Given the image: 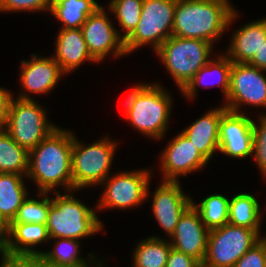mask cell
<instances>
[{
  "label": "cell",
  "mask_w": 266,
  "mask_h": 267,
  "mask_svg": "<svg viewBox=\"0 0 266 267\" xmlns=\"http://www.w3.org/2000/svg\"><path fill=\"white\" fill-rule=\"evenodd\" d=\"M73 133L57 127L29 152L26 178L37 184L39 193H50L57 186L73 191Z\"/></svg>",
  "instance_id": "1"
},
{
  "label": "cell",
  "mask_w": 266,
  "mask_h": 267,
  "mask_svg": "<svg viewBox=\"0 0 266 267\" xmlns=\"http://www.w3.org/2000/svg\"><path fill=\"white\" fill-rule=\"evenodd\" d=\"M237 16L229 0H176L172 35L214 44Z\"/></svg>",
  "instance_id": "2"
},
{
  "label": "cell",
  "mask_w": 266,
  "mask_h": 267,
  "mask_svg": "<svg viewBox=\"0 0 266 267\" xmlns=\"http://www.w3.org/2000/svg\"><path fill=\"white\" fill-rule=\"evenodd\" d=\"M126 120L143 135L162 139L168 129L172 99L159 83H139L125 100Z\"/></svg>",
  "instance_id": "3"
},
{
  "label": "cell",
  "mask_w": 266,
  "mask_h": 267,
  "mask_svg": "<svg viewBox=\"0 0 266 267\" xmlns=\"http://www.w3.org/2000/svg\"><path fill=\"white\" fill-rule=\"evenodd\" d=\"M65 192L67 194L61 195L60 191H56V197L50 199L46 224L50 239L80 240L100 232L104 226L96 215L97 207L91 209L76 199L71 193L73 191L68 192L65 189Z\"/></svg>",
  "instance_id": "4"
},
{
  "label": "cell",
  "mask_w": 266,
  "mask_h": 267,
  "mask_svg": "<svg viewBox=\"0 0 266 267\" xmlns=\"http://www.w3.org/2000/svg\"><path fill=\"white\" fill-rule=\"evenodd\" d=\"M213 44L205 40L170 36L155 51L180 91L210 61Z\"/></svg>",
  "instance_id": "5"
},
{
  "label": "cell",
  "mask_w": 266,
  "mask_h": 267,
  "mask_svg": "<svg viewBox=\"0 0 266 267\" xmlns=\"http://www.w3.org/2000/svg\"><path fill=\"white\" fill-rule=\"evenodd\" d=\"M117 143L109 137L85 145L73 134L72 179L73 191L92 185H101L111 174L110 168Z\"/></svg>",
  "instance_id": "6"
},
{
  "label": "cell",
  "mask_w": 266,
  "mask_h": 267,
  "mask_svg": "<svg viewBox=\"0 0 266 267\" xmlns=\"http://www.w3.org/2000/svg\"><path fill=\"white\" fill-rule=\"evenodd\" d=\"M45 109L35 100L13 98L3 129L22 148L30 152L57 126L48 122Z\"/></svg>",
  "instance_id": "7"
},
{
  "label": "cell",
  "mask_w": 266,
  "mask_h": 267,
  "mask_svg": "<svg viewBox=\"0 0 266 267\" xmlns=\"http://www.w3.org/2000/svg\"><path fill=\"white\" fill-rule=\"evenodd\" d=\"M176 0H143L137 28L124 41L126 54L151 44L156 51L172 36Z\"/></svg>",
  "instance_id": "8"
},
{
  "label": "cell",
  "mask_w": 266,
  "mask_h": 267,
  "mask_svg": "<svg viewBox=\"0 0 266 267\" xmlns=\"http://www.w3.org/2000/svg\"><path fill=\"white\" fill-rule=\"evenodd\" d=\"M261 234L253 229L225 224L210 230L202 267H233L256 243Z\"/></svg>",
  "instance_id": "9"
},
{
  "label": "cell",
  "mask_w": 266,
  "mask_h": 267,
  "mask_svg": "<svg viewBox=\"0 0 266 267\" xmlns=\"http://www.w3.org/2000/svg\"><path fill=\"white\" fill-rule=\"evenodd\" d=\"M109 175L103 182V195L96 205L98 209H127L140 206L150 193L151 171L135 170Z\"/></svg>",
  "instance_id": "10"
},
{
  "label": "cell",
  "mask_w": 266,
  "mask_h": 267,
  "mask_svg": "<svg viewBox=\"0 0 266 267\" xmlns=\"http://www.w3.org/2000/svg\"><path fill=\"white\" fill-rule=\"evenodd\" d=\"M265 70L248 63L233 62L230 70L229 93L224 106L232 112L244 113L242 105L266 107ZM228 101V102H227Z\"/></svg>",
  "instance_id": "11"
},
{
  "label": "cell",
  "mask_w": 266,
  "mask_h": 267,
  "mask_svg": "<svg viewBox=\"0 0 266 267\" xmlns=\"http://www.w3.org/2000/svg\"><path fill=\"white\" fill-rule=\"evenodd\" d=\"M109 16L100 6L81 26L84 40L91 56L99 63L106 56H125L124 40L122 35L111 24Z\"/></svg>",
  "instance_id": "12"
},
{
  "label": "cell",
  "mask_w": 266,
  "mask_h": 267,
  "mask_svg": "<svg viewBox=\"0 0 266 267\" xmlns=\"http://www.w3.org/2000/svg\"><path fill=\"white\" fill-rule=\"evenodd\" d=\"M253 150V120L244 113L227 110L219 122V151L233 158H246Z\"/></svg>",
  "instance_id": "13"
},
{
  "label": "cell",
  "mask_w": 266,
  "mask_h": 267,
  "mask_svg": "<svg viewBox=\"0 0 266 267\" xmlns=\"http://www.w3.org/2000/svg\"><path fill=\"white\" fill-rule=\"evenodd\" d=\"M209 232L199 212L190 205L180 216L169 242L172 248L192 256L202 264L207 252Z\"/></svg>",
  "instance_id": "14"
},
{
  "label": "cell",
  "mask_w": 266,
  "mask_h": 267,
  "mask_svg": "<svg viewBox=\"0 0 266 267\" xmlns=\"http://www.w3.org/2000/svg\"><path fill=\"white\" fill-rule=\"evenodd\" d=\"M163 181H178L180 175L198 171L208 164L196 147L181 132L169 142L161 153Z\"/></svg>",
  "instance_id": "15"
},
{
  "label": "cell",
  "mask_w": 266,
  "mask_h": 267,
  "mask_svg": "<svg viewBox=\"0 0 266 267\" xmlns=\"http://www.w3.org/2000/svg\"><path fill=\"white\" fill-rule=\"evenodd\" d=\"M179 181H162L153 192L152 212L163 231L171 236L180 216L192 204L185 195Z\"/></svg>",
  "instance_id": "16"
},
{
  "label": "cell",
  "mask_w": 266,
  "mask_h": 267,
  "mask_svg": "<svg viewBox=\"0 0 266 267\" xmlns=\"http://www.w3.org/2000/svg\"><path fill=\"white\" fill-rule=\"evenodd\" d=\"M20 84L25 92L17 98L21 100H32L27 93L46 94L53 90L65 73L61 70L59 63L52 57H40L33 54L29 61H21Z\"/></svg>",
  "instance_id": "17"
},
{
  "label": "cell",
  "mask_w": 266,
  "mask_h": 267,
  "mask_svg": "<svg viewBox=\"0 0 266 267\" xmlns=\"http://www.w3.org/2000/svg\"><path fill=\"white\" fill-rule=\"evenodd\" d=\"M227 110L224 105L214 108L182 131L208 162L219 151V122Z\"/></svg>",
  "instance_id": "18"
},
{
  "label": "cell",
  "mask_w": 266,
  "mask_h": 267,
  "mask_svg": "<svg viewBox=\"0 0 266 267\" xmlns=\"http://www.w3.org/2000/svg\"><path fill=\"white\" fill-rule=\"evenodd\" d=\"M49 240L46 224L10 223L1 252L10 256H39L41 251L34 247Z\"/></svg>",
  "instance_id": "19"
},
{
  "label": "cell",
  "mask_w": 266,
  "mask_h": 267,
  "mask_svg": "<svg viewBox=\"0 0 266 267\" xmlns=\"http://www.w3.org/2000/svg\"><path fill=\"white\" fill-rule=\"evenodd\" d=\"M54 59L67 74L78 69L84 61L97 62L89 53L81 28L60 29L56 37Z\"/></svg>",
  "instance_id": "20"
},
{
  "label": "cell",
  "mask_w": 266,
  "mask_h": 267,
  "mask_svg": "<svg viewBox=\"0 0 266 267\" xmlns=\"http://www.w3.org/2000/svg\"><path fill=\"white\" fill-rule=\"evenodd\" d=\"M233 32L226 55L232 62L249 63L266 40V19L247 23Z\"/></svg>",
  "instance_id": "21"
},
{
  "label": "cell",
  "mask_w": 266,
  "mask_h": 267,
  "mask_svg": "<svg viewBox=\"0 0 266 267\" xmlns=\"http://www.w3.org/2000/svg\"><path fill=\"white\" fill-rule=\"evenodd\" d=\"M233 62L229 59V57L225 54L218 55L217 59L210 60L206 65H204L193 77L192 79L186 84V86L181 90V93L186 98H194L197 91V86H211L217 84L221 86L222 93L224 94V98H227L229 93V81H230V70L232 67ZM214 76V79L218 78L217 80H212L211 82L205 80L204 78L208 76ZM207 78V79H208ZM204 80V81H203ZM208 81V82H207Z\"/></svg>",
  "instance_id": "22"
},
{
  "label": "cell",
  "mask_w": 266,
  "mask_h": 267,
  "mask_svg": "<svg viewBox=\"0 0 266 267\" xmlns=\"http://www.w3.org/2000/svg\"><path fill=\"white\" fill-rule=\"evenodd\" d=\"M23 177L26 175L0 173V220L6 227L28 197Z\"/></svg>",
  "instance_id": "23"
},
{
  "label": "cell",
  "mask_w": 266,
  "mask_h": 267,
  "mask_svg": "<svg viewBox=\"0 0 266 267\" xmlns=\"http://www.w3.org/2000/svg\"><path fill=\"white\" fill-rule=\"evenodd\" d=\"M51 239H57L54 242L55 246L49 251H41L39 255L50 265L55 267H103L102 262H96V259L94 260L96 256L92 253H89V260L80 256L81 249H79V240L67 238Z\"/></svg>",
  "instance_id": "24"
},
{
  "label": "cell",
  "mask_w": 266,
  "mask_h": 267,
  "mask_svg": "<svg viewBox=\"0 0 266 267\" xmlns=\"http://www.w3.org/2000/svg\"><path fill=\"white\" fill-rule=\"evenodd\" d=\"M101 5L95 0H52L50 13L62 22V29L81 28Z\"/></svg>",
  "instance_id": "25"
},
{
  "label": "cell",
  "mask_w": 266,
  "mask_h": 267,
  "mask_svg": "<svg viewBox=\"0 0 266 267\" xmlns=\"http://www.w3.org/2000/svg\"><path fill=\"white\" fill-rule=\"evenodd\" d=\"M258 199L249 193L234 195L229 201L228 223L246 227L260 232V224L263 216L260 211Z\"/></svg>",
  "instance_id": "26"
},
{
  "label": "cell",
  "mask_w": 266,
  "mask_h": 267,
  "mask_svg": "<svg viewBox=\"0 0 266 267\" xmlns=\"http://www.w3.org/2000/svg\"><path fill=\"white\" fill-rule=\"evenodd\" d=\"M133 251V267H165L172 248L169 240L151 236L141 240Z\"/></svg>",
  "instance_id": "27"
},
{
  "label": "cell",
  "mask_w": 266,
  "mask_h": 267,
  "mask_svg": "<svg viewBox=\"0 0 266 267\" xmlns=\"http://www.w3.org/2000/svg\"><path fill=\"white\" fill-rule=\"evenodd\" d=\"M29 152L18 145L2 128L0 130V173L26 175Z\"/></svg>",
  "instance_id": "28"
},
{
  "label": "cell",
  "mask_w": 266,
  "mask_h": 267,
  "mask_svg": "<svg viewBox=\"0 0 266 267\" xmlns=\"http://www.w3.org/2000/svg\"><path fill=\"white\" fill-rule=\"evenodd\" d=\"M229 201L230 199L224 195L213 194L203 199L200 204H195L192 200L191 205L199 212L205 227L212 230L228 224Z\"/></svg>",
  "instance_id": "29"
},
{
  "label": "cell",
  "mask_w": 266,
  "mask_h": 267,
  "mask_svg": "<svg viewBox=\"0 0 266 267\" xmlns=\"http://www.w3.org/2000/svg\"><path fill=\"white\" fill-rule=\"evenodd\" d=\"M143 0H111L109 10L116 16L124 30L122 39L125 41L137 28L142 12Z\"/></svg>",
  "instance_id": "30"
},
{
  "label": "cell",
  "mask_w": 266,
  "mask_h": 267,
  "mask_svg": "<svg viewBox=\"0 0 266 267\" xmlns=\"http://www.w3.org/2000/svg\"><path fill=\"white\" fill-rule=\"evenodd\" d=\"M47 195L48 193H39L38 197H42L41 200L27 197L11 223L47 224L50 210V198Z\"/></svg>",
  "instance_id": "31"
},
{
  "label": "cell",
  "mask_w": 266,
  "mask_h": 267,
  "mask_svg": "<svg viewBox=\"0 0 266 267\" xmlns=\"http://www.w3.org/2000/svg\"><path fill=\"white\" fill-rule=\"evenodd\" d=\"M259 124L253 120V150L252 155L259 170L266 177V114L259 117Z\"/></svg>",
  "instance_id": "32"
},
{
  "label": "cell",
  "mask_w": 266,
  "mask_h": 267,
  "mask_svg": "<svg viewBox=\"0 0 266 267\" xmlns=\"http://www.w3.org/2000/svg\"><path fill=\"white\" fill-rule=\"evenodd\" d=\"M52 0H0V12L50 11Z\"/></svg>",
  "instance_id": "33"
},
{
  "label": "cell",
  "mask_w": 266,
  "mask_h": 267,
  "mask_svg": "<svg viewBox=\"0 0 266 267\" xmlns=\"http://www.w3.org/2000/svg\"><path fill=\"white\" fill-rule=\"evenodd\" d=\"M233 267H266V248L260 240Z\"/></svg>",
  "instance_id": "34"
},
{
  "label": "cell",
  "mask_w": 266,
  "mask_h": 267,
  "mask_svg": "<svg viewBox=\"0 0 266 267\" xmlns=\"http://www.w3.org/2000/svg\"><path fill=\"white\" fill-rule=\"evenodd\" d=\"M165 267H202V264L192 256L171 248Z\"/></svg>",
  "instance_id": "35"
},
{
  "label": "cell",
  "mask_w": 266,
  "mask_h": 267,
  "mask_svg": "<svg viewBox=\"0 0 266 267\" xmlns=\"http://www.w3.org/2000/svg\"><path fill=\"white\" fill-rule=\"evenodd\" d=\"M0 267H34V256H10L0 252Z\"/></svg>",
  "instance_id": "36"
},
{
  "label": "cell",
  "mask_w": 266,
  "mask_h": 267,
  "mask_svg": "<svg viewBox=\"0 0 266 267\" xmlns=\"http://www.w3.org/2000/svg\"><path fill=\"white\" fill-rule=\"evenodd\" d=\"M13 95L10 91L0 87V126L3 128L8 119V113Z\"/></svg>",
  "instance_id": "37"
},
{
  "label": "cell",
  "mask_w": 266,
  "mask_h": 267,
  "mask_svg": "<svg viewBox=\"0 0 266 267\" xmlns=\"http://www.w3.org/2000/svg\"><path fill=\"white\" fill-rule=\"evenodd\" d=\"M248 64L266 71V40Z\"/></svg>",
  "instance_id": "38"
},
{
  "label": "cell",
  "mask_w": 266,
  "mask_h": 267,
  "mask_svg": "<svg viewBox=\"0 0 266 267\" xmlns=\"http://www.w3.org/2000/svg\"><path fill=\"white\" fill-rule=\"evenodd\" d=\"M7 238V227L0 220V252L2 251Z\"/></svg>",
  "instance_id": "39"
},
{
  "label": "cell",
  "mask_w": 266,
  "mask_h": 267,
  "mask_svg": "<svg viewBox=\"0 0 266 267\" xmlns=\"http://www.w3.org/2000/svg\"><path fill=\"white\" fill-rule=\"evenodd\" d=\"M34 267H55L44 261L40 256H34Z\"/></svg>",
  "instance_id": "40"
},
{
  "label": "cell",
  "mask_w": 266,
  "mask_h": 267,
  "mask_svg": "<svg viewBox=\"0 0 266 267\" xmlns=\"http://www.w3.org/2000/svg\"><path fill=\"white\" fill-rule=\"evenodd\" d=\"M260 240H261V241H266V237H265V235H264V237L261 236Z\"/></svg>",
  "instance_id": "41"
}]
</instances>
